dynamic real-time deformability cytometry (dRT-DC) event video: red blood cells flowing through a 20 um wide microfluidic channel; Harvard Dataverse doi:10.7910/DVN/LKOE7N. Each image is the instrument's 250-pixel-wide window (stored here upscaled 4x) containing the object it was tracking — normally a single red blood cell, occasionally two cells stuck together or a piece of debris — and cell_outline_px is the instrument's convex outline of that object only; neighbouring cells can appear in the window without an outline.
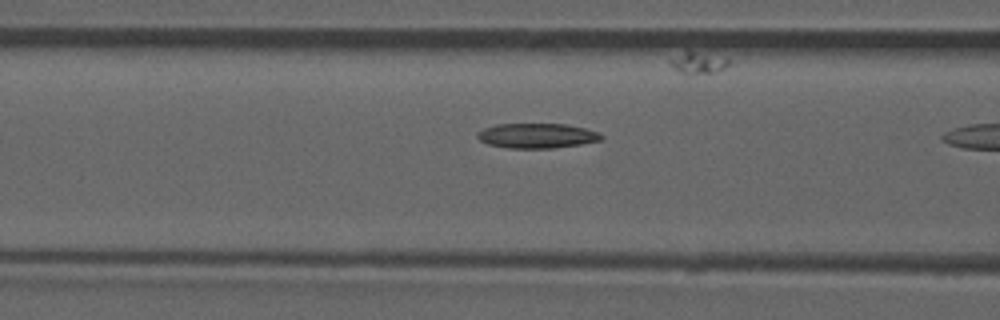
{"species": "common noctule bat (a hibernating species)", "species_latin": "Nyctalus noctula", "temperature_condition": "room temperature", "stored_images_in_passage": 9, "camera_frame_rate_fps": 3000, "um_per_image_px": 0.085, "animal": {"sex": "male", "forearm_length_mm": 52.5}, "frame": {"image": 1, "passage_image": 8, "time_ms": 2.333, "image_size_px": [1000, 320], "cell_outline_px": [[604, 140], [580, 144], [552, 148], [508, 148], [488, 144], [480, 140], [476, 136], [476, 132], [484, 128], [496, 124], [564, 124], [584, 128], [600, 132], [604, 136]], "centroid_in_image_um": [45.65, 11.53], "position_along_channel_um": 120.9, "area_um2": 18.03}}